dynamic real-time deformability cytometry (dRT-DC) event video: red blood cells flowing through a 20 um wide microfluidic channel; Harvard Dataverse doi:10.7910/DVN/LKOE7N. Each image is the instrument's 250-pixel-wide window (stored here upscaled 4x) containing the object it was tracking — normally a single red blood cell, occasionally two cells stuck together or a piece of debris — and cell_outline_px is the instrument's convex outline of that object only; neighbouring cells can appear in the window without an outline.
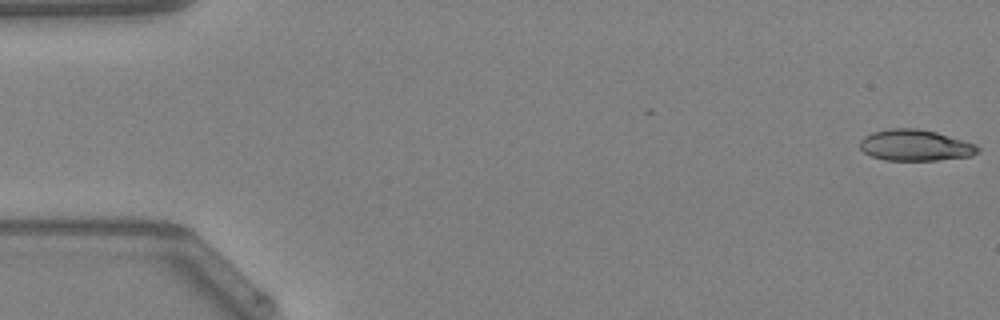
{"species": "Egyptian fruit bat (a non-hibernating species)", "species_latin": "Rousettus aegyptiacus", "temperature_condition": "warm", "stored_images_in_passage": 48, "camera_frame_rate_fps": 3000, "um_per_image_px": 0.085, "animal": {"sex": "female"}, "frame": {"image": 1, "passage_image": 1, "time_ms": 0.0, "image_size_px": [1000, 320], "cell_outline_px": [[980, 148], [972, 156], [936, 160], [884, 160], [872, 156], [864, 152], [860, 148], [860, 140], [864, 136], [872, 132], [888, 128], [920, 128], [936, 132], [976, 144]], "centroid_in_image_um": [77.77, 12.34], "position_along_channel_um": 7.2, "area_um2": 21.44}}
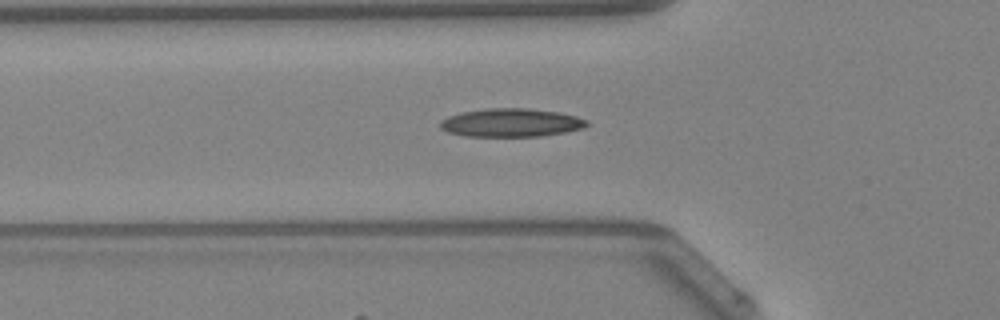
{"frame": {"image": 2, "passage_image": 17, "time_ms": 5.333, "image_size_px": [1000, 320], "cell_outline_px": [[588, 124], [584, 128], [564, 132], [540, 136], [464, 136], [448, 132], [440, 128], [440, 120], [448, 116], [460, 112], [488, 108], [528, 108], [556, 112], [576, 116], [588, 120]], "centroid_in_image_um": [43.42, 10.42], "position_along_channel_um": 82.4, "area_um2": 24.22}}
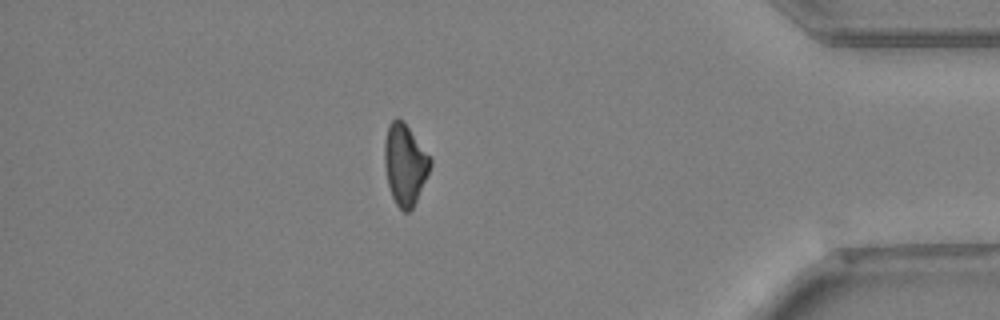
{"frame": {"image": 3, "passage_image": 42, "time_ms": 13.667, "image_size_px": [1000, 320], "cell_outline_px": [[432, 164], [416, 200], [412, 208], [408, 212], [404, 212], [396, 204], [392, 196], [388, 184], [384, 164], [384, 140], [388, 124], [396, 116], [408, 128], [432, 160]], "centroid_in_image_um": [34.39, 13.97], "position_along_channel_um": 400.8, "area_um2": 21.15}}